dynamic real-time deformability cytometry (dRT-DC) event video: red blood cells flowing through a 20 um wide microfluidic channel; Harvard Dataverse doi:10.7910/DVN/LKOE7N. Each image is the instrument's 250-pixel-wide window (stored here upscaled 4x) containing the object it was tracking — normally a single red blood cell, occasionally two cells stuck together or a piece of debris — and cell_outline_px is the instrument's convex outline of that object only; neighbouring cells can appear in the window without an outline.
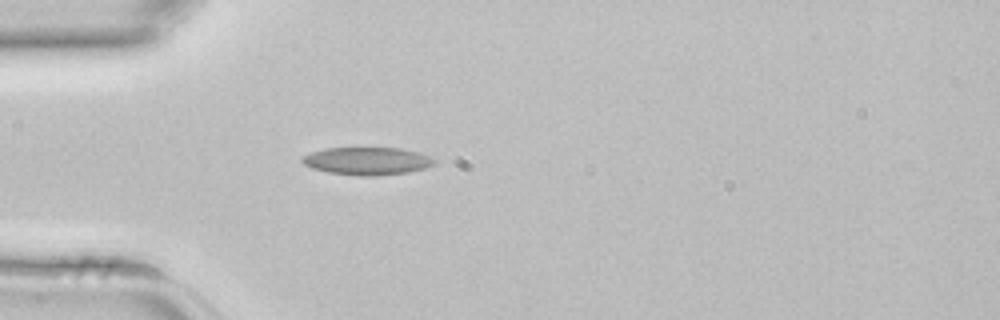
{"species": "common noctule bat (a hibernating species)", "species_latin": "Nyctalus noctula", "temperature_condition": "room temperature", "stored_images_in_passage": 4, "camera_frame_rate_fps": 3000, "um_per_image_px": 0.085, "animal": {"sex": "female", "body_mass_g": 22.7, "forearm_length_mm": 54.2}, "frame": {"image": 1, "passage_image": 4, "time_ms": 1.0, "image_size_px": [1000, 320], "cell_outline_px": [[436, 164], [424, 168], [408, 172], [376, 176], [356, 176], [328, 172], [312, 168], [304, 164], [300, 160], [304, 156], [312, 152], [324, 148], [400, 148], [416, 152], [428, 156], [436, 160]], "centroid_in_image_um": [31.2, 13.69], "position_along_channel_um": 53.8, "area_um2": 21.27}}